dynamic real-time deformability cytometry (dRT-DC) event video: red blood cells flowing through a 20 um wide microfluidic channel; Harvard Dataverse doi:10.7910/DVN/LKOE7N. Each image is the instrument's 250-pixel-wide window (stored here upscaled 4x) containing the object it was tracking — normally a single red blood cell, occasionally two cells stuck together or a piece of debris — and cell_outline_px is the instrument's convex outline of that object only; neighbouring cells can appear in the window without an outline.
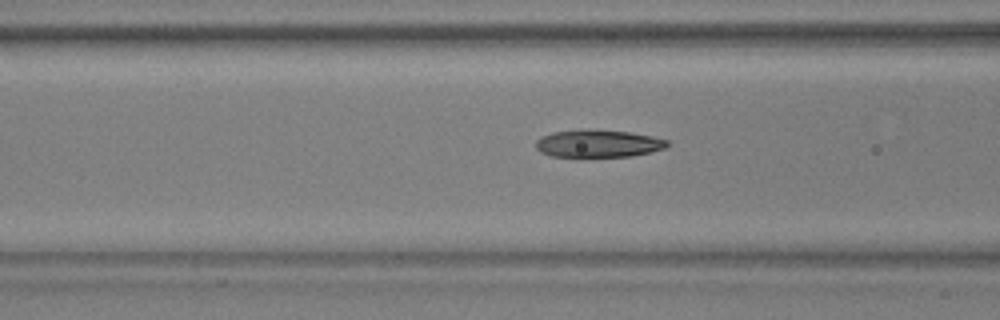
{"species": "common noctule bat (a hibernating species)", "species_latin": "Nyctalus noctula", "temperature_condition": "warm", "stored_images_in_passage": 37, "camera_frame_rate_fps": 3000, "um_per_image_px": 0.085, "animal": {"sex": "male", "body_mass_g": 17.9, "forearm_length_mm": 54.2}, "frame": {"image": 1, "passage_image": 5, "time_ms": 1.333, "image_size_px": [1000, 320], "cell_outline_px": [[668, 148], [632, 156], [552, 156], [540, 152], [536, 148], [536, 140], [540, 136], [552, 132], [584, 128], [628, 132], [652, 136], [668, 140]], "centroid_in_image_um": [50.83, 12.18], "position_along_channel_um": 115.8, "area_um2": 21.21}}
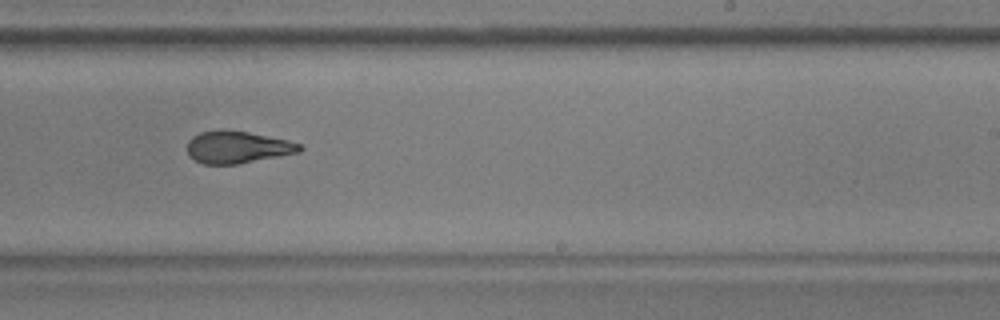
{"frame": {"image": 2, "passage_image": 17, "time_ms": 5.333, "image_size_px": [1000, 320], "cell_outline_px": [[304, 148], [300, 152], [236, 164], [204, 164], [188, 156], [188, 140], [192, 136], [200, 132], [248, 132], [288, 140], [300, 144]], "centroid_in_image_um": [20.2, 12.54], "position_along_channel_um": 268.8, "area_um2": 20.46}}
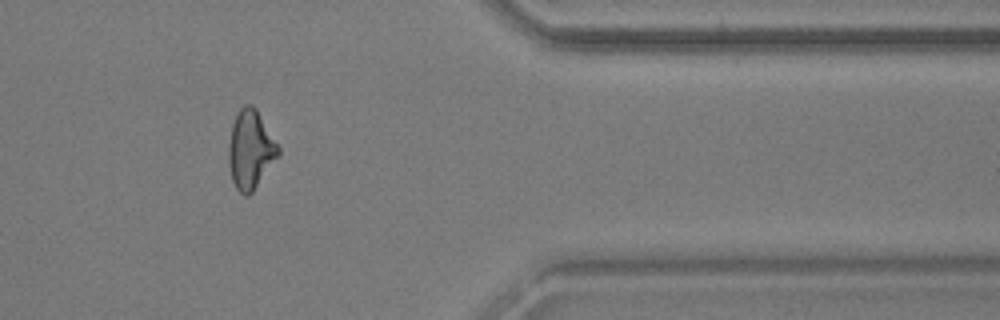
{"frame": {"image": 3, "passage_image": 28, "time_ms": 9.0, "image_size_px": [1000, 320], "cell_outline_px": [[280, 152], [252, 192], [248, 196], [244, 196], [236, 188], [232, 180], [228, 164], [228, 144], [232, 124], [236, 112], [244, 104], [252, 104], [256, 108], [280, 148]], "centroid_in_image_um": [21.26, 12.69], "position_along_channel_um": 390.1, "area_um2": 22.66}, "authors_computed_cell_mechanics": {"area_um2": 22.1952, "velocity_mm_per_s": 3.8199, "shape_relaxation_time_tau1_ms": 4.2831, "shape_relaxation_time_tau2_ms": 2.4473, "deformation_change_tau1": 0.1708, "deformation_change_tau2": 0.112}}